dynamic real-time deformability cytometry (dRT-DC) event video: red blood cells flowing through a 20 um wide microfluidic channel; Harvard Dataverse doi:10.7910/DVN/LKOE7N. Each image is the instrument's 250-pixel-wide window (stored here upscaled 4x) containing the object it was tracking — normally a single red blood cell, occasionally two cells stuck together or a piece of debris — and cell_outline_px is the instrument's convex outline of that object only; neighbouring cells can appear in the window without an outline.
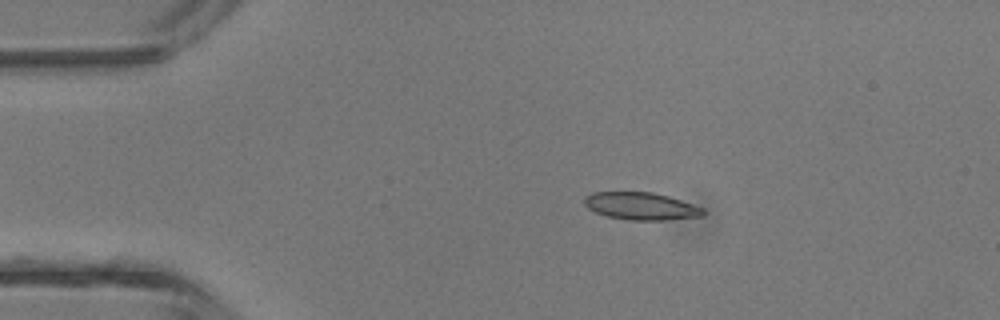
{"species": "common noctule bat (a hibernating species)", "species_latin": "Nyctalus noctula", "temperature_condition": "room temperature", "stored_images_in_passage": 5, "camera_frame_rate_fps": 3000, "um_per_image_px": 0.085, "animal": {"sex": "male", "body_mass_g": 13.3}, "frame": {"image": 1, "passage_image": 3, "time_ms": 2.333, "image_size_px": [1000, 320], "cell_outline_px": [[704, 216], [664, 220], [628, 220], [608, 216], [596, 212], [588, 208], [584, 204], [584, 196], [592, 192], [652, 192], [668, 196], [704, 208]], "centroid_in_image_um": [54.48, 17.52], "position_along_channel_um": 30.5, "area_um2": 18.96}}
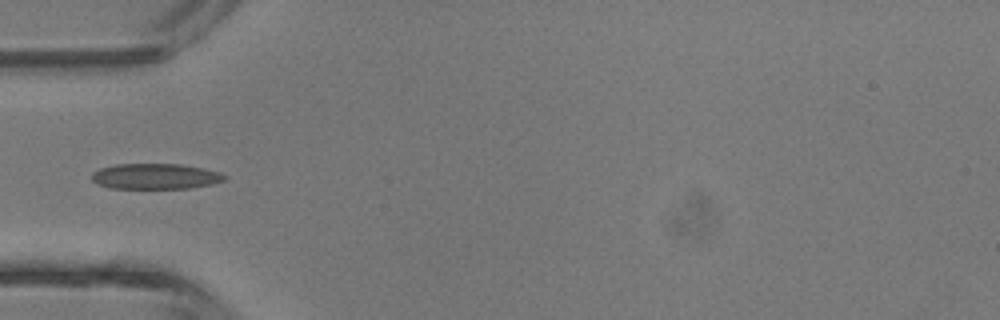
{"frame": {"image": 2, "passage_image": 5, "time_ms": 4.333, "image_size_px": [1000, 320], "cell_outline_px": [[228, 176], [224, 180], [212, 184], [188, 188], [112, 188], [96, 184], [92, 180], [92, 172], [100, 168], [116, 164], [180, 164], [220, 172]], "centroid_in_image_um": [13.19, 14.99], "position_along_channel_um": 71.8, "area_um2": 19.71}}